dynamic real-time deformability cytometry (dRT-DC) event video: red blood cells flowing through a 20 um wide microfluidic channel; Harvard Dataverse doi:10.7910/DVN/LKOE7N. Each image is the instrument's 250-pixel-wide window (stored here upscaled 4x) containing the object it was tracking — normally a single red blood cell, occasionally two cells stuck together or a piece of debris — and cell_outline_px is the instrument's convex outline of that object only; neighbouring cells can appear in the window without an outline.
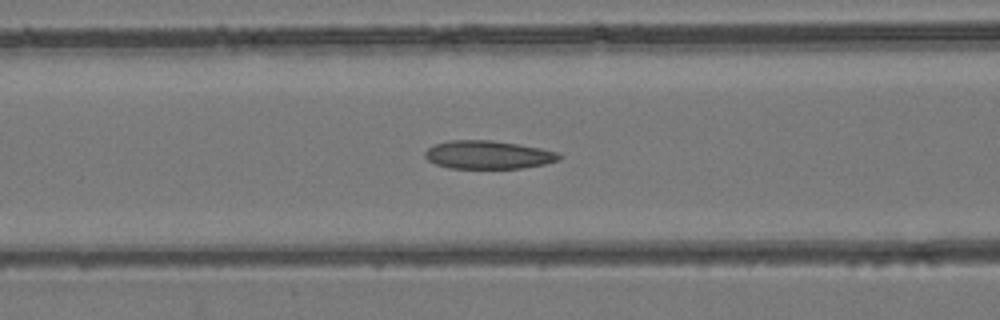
{"species": "common noctule bat (a hibernating species)", "species_latin": "Nyctalus noctula", "temperature_condition": "room temperature", "stored_images_in_passage": 30, "camera_frame_rate_fps": 3000, "um_per_image_px": 0.085, "animal": {"sex": "female", "body_mass_g": 24.6, "forearm_length_mm": 56.2}, "frame": {"image": 1, "passage_image": 10, "time_ms": 3.0, "image_size_px": [1000, 320], "cell_outline_px": [[560, 160], [544, 164], [524, 168], [448, 168], [436, 164], [428, 160], [424, 156], [424, 152], [432, 144], [448, 140], [492, 140], [540, 148], [556, 152], [560, 156]], "centroid_in_image_um": [41.43, 13.15], "position_along_channel_um": 125.2, "area_um2": 22.08}}
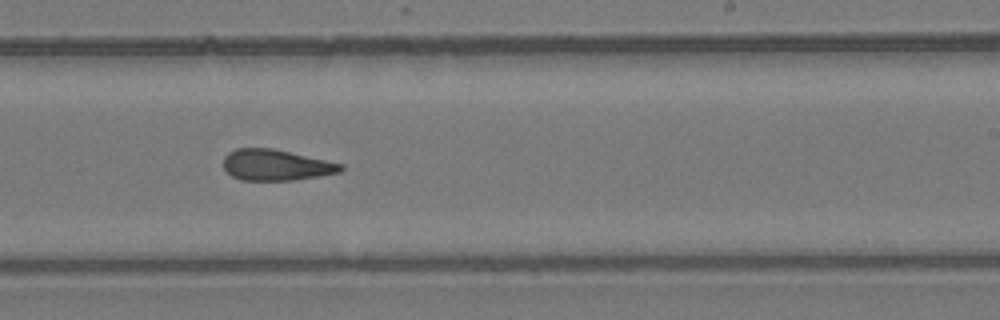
{"frame": {"image": 2, "passage_image": 20, "time_ms": 6.333, "image_size_px": [1000, 320], "cell_outline_px": [[344, 168], [340, 172], [320, 176], [292, 180], [240, 180], [232, 176], [224, 168], [224, 156], [228, 152], [236, 148], [272, 148], [344, 164]], "centroid_in_image_um": [23.46, 14.02], "position_along_channel_um": 265.5, "area_um2": 21.15}}
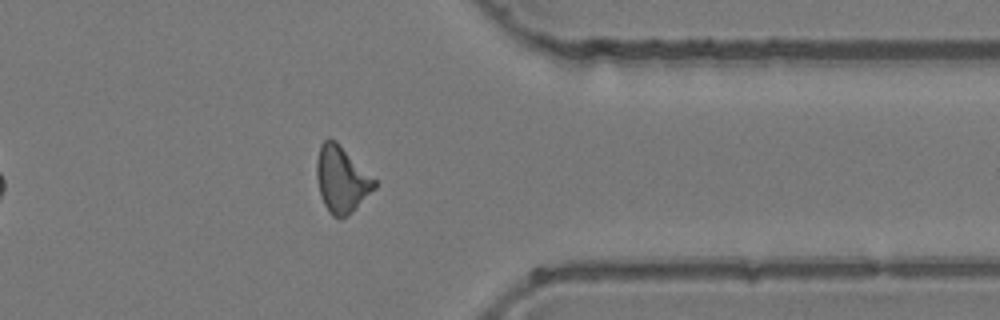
{"frame": {"image": 3, "passage_image": 29, "time_ms": 9.333, "image_size_px": [1000, 320], "cell_outline_px": [[376, 188], [352, 212], [344, 216], [332, 216], [328, 212], [320, 196], [316, 176], [316, 160], [320, 144], [324, 140], [336, 140], [376, 180]], "centroid_in_image_um": [29.02, 15.24], "position_along_channel_um": 382.4, "area_um2": 22.25}}